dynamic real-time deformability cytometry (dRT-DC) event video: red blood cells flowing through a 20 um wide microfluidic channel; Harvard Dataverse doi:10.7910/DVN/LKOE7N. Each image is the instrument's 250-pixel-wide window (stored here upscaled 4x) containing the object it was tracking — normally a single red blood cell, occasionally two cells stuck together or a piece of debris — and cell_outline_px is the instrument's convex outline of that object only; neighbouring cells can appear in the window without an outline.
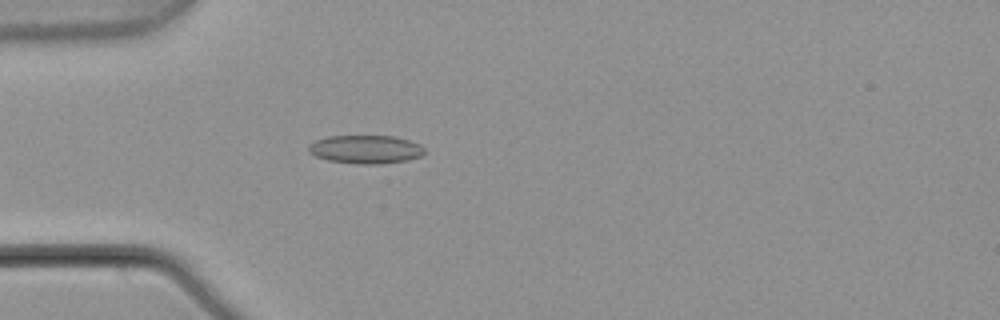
{"species": "common noctule bat (a hibernating species)", "species_latin": "Nyctalus noctula", "temperature_condition": "warm", "stored_images_in_passage": 3, "camera_frame_rate_fps": 3000, "um_per_image_px": 0.085, "animal": {"sex": "male", "body_mass_g": 21.5, "forearm_length_mm": 52.0}, "frame": {"image": 1, "passage_image": 3, "time_ms": 0.667, "image_size_px": [1000, 320], "cell_outline_px": [[424, 152], [420, 156], [408, 160], [380, 164], [356, 164], [328, 160], [316, 156], [308, 152], [308, 148], [316, 140], [328, 136], [396, 136], [420, 144], [424, 148]], "centroid_in_image_um": [31.09, 12.7], "position_along_channel_um": 53.9, "area_um2": 19.13}}